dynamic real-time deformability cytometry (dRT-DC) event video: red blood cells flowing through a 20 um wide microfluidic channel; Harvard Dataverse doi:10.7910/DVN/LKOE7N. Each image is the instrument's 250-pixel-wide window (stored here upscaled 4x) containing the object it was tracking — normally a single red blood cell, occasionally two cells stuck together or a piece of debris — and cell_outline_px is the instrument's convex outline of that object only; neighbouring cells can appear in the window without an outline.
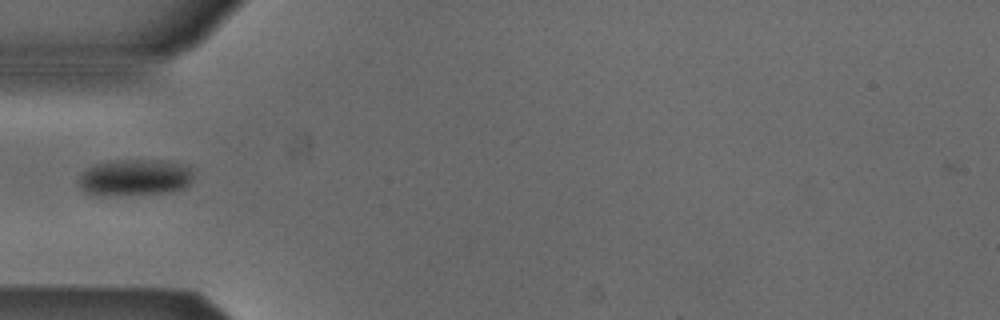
{"species": "Egyptian fruit bat (a non-hibernating species)", "species_latin": "Rousettus aegyptiacus", "temperature_condition": "cold", "stored_images_in_passage": 37, "camera_frame_rate_fps": 3000, "um_per_image_px": 0.085, "animal": {"sex": "male"}, "frame": {"image": 1, "passage_image": 1, "time_ms": 0.0, "image_size_px": [1000, 320], "cell_outline_px": [[196, 168], [192, 180], [184, 188], [172, 192], [108, 196], [96, 196], [84, 192], [80, 188], [76, 180], [92, 164], [108, 160], [168, 160]], "centroid_in_image_um": [11.46, 15.08], "position_along_channel_um": 73.5, "area_um2": 25.32}}
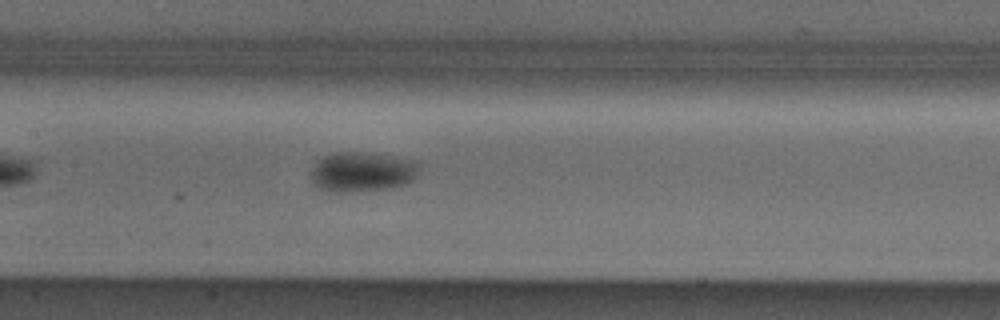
{"frame": {"image": 2, "passage_image": 9, "time_ms": 2.667, "image_size_px": [1000, 320], "cell_outline_px": [[420, 164], [416, 180], [408, 184], [384, 188], [344, 192], [328, 192], [320, 188], [312, 180], [308, 172], [316, 160], [332, 152], [356, 152], [392, 156], [420, 160]], "centroid_in_image_um": [30.79, 14.59], "position_along_channel_um": 176.6, "area_um2": 25.55}}
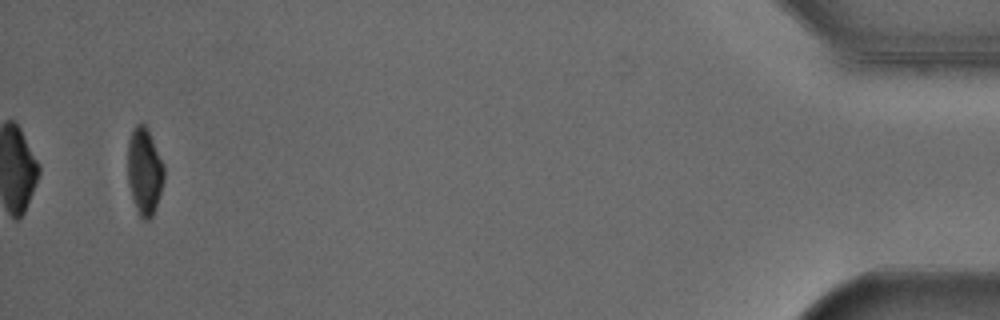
{"frame": {"image": 3, "passage_image": 35, "time_ms": 11.333, "image_size_px": [1000, 320], "cell_outline_px": [[164, 180], [156, 208], [152, 216], [148, 220], [144, 220], [140, 216], [136, 208], [128, 184], [128, 140], [132, 128], [136, 124], [144, 124], [148, 128], [164, 164]], "centroid_in_image_um": [12.28, 14.53], "position_along_channel_um": 422.9, "area_um2": 18.55}}